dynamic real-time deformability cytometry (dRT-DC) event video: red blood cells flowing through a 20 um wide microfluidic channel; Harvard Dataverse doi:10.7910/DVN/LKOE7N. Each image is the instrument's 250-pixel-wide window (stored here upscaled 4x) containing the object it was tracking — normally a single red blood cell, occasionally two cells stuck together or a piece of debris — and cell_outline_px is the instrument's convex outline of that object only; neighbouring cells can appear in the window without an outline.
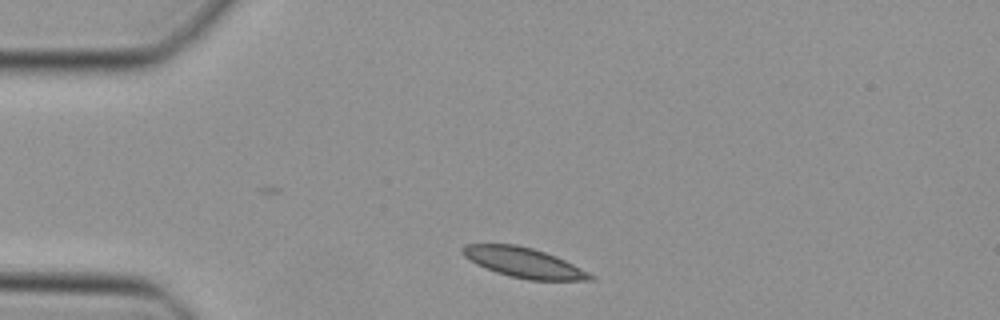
{"species": "Egyptian fruit bat (a non-hibernating species)", "species_latin": "Rousettus aegyptiacus", "temperature_condition": "cold", "stored_images_in_passage": 30, "camera_frame_rate_fps": 3000, "um_per_image_px": 0.085, "animal": {"sex": "female"}, "frame": {"image": 1, "passage_image": 1, "time_ms": 0.0, "image_size_px": [1000, 320], "cell_outline_px": [[596, 280], [528, 280], [508, 276], [496, 272], [476, 264], [464, 256], [460, 252], [460, 248], [464, 244], [516, 244], [532, 248], [556, 256], [596, 276]], "centroid_in_image_um": [44.49, 22.32], "position_along_channel_um": 40.5, "area_um2": 22.31}}
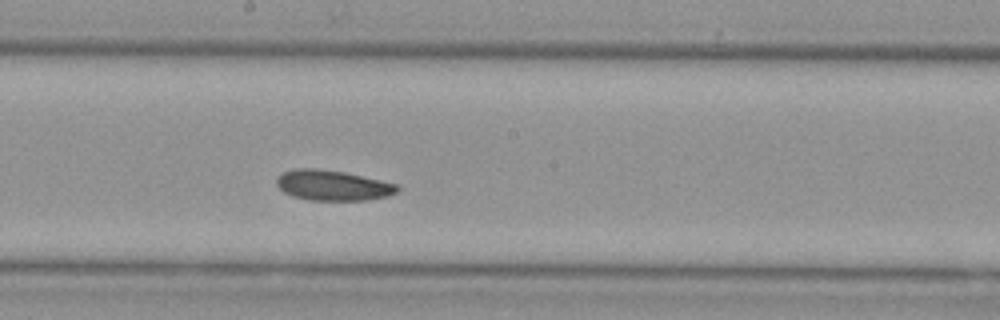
{"frame": {"image": 2, "passage_image": 16, "time_ms": 5.0, "image_size_px": [1000, 320], "cell_outline_px": [[400, 188], [396, 192], [388, 196], [368, 200], [308, 200], [292, 196], [284, 192], [276, 184], [276, 176], [280, 172], [292, 168], [316, 168], [344, 172], [400, 184]], "centroid_in_image_um": [28.26, 15.74], "position_along_channel_um": 219.9, "area_um2": 21.68}}
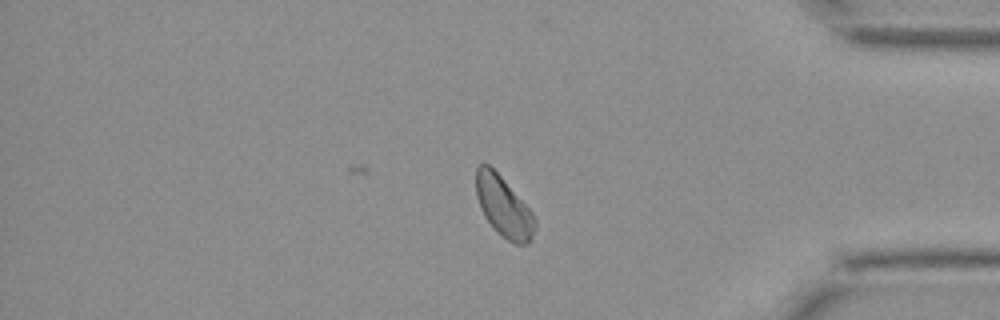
{"frame": {"image": 3, "passage_image": 30, "time_ms": 9.667, "image_size_px": [1000, 320], "cell_outline_px": [[536, 228], [532, 240], [528, 244], [516, 244], [500, 236], [484, 216], [480, 208], [476, 196], [476, 168], [480, 164], [488, 164], [500, 176], [532, 212], [536, 220]], "centroid_in_image_um": [42.81, 17.61], "position_along_channel_um": 392.4, "area_um2": 20.63}}